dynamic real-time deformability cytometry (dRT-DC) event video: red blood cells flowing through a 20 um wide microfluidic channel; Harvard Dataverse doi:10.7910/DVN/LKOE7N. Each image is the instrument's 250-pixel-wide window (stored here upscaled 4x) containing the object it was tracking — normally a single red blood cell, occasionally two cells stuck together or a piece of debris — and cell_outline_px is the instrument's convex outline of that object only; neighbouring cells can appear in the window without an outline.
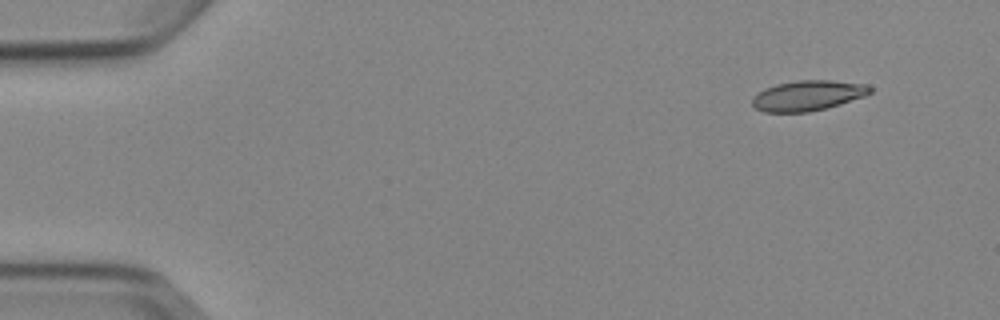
{"species": "Egyptian fruit bat (a non-hibernating species)", "species_latin": "Rousettus aegyptiacus", "temperature_condition": "cold", "stored_images_in_passage": 5, "camera_frame_rate_fps": 3000, "um_per_image_px": 0.085, "animal": {"sex": "female"}, "frame": {"image": 1, "passage_image": 2, "time_ms": 1.0, "image_size_px": [1000, 320], "cell_outline_px": [[872, 92], [864, 96], [840, 104], [808, 112], [764, 112], [756, 108], [752, 104], [752, 96], [764, 88], [776, 84], [796, 80], [832, 80], [868, 84], [872, 88]], "centroid_in_image_um": [68.65, 8.11], "position_along_channel_um": 16.3, "area_um2": 20.87}}
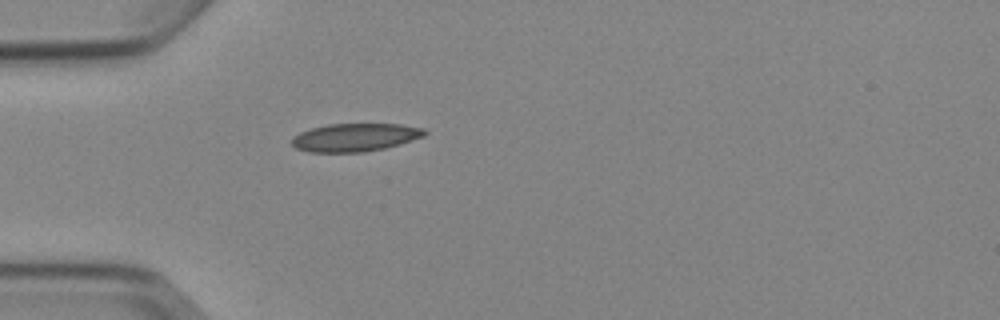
{"frame": {"image": 2, "passage_image": 5, "time_ms": 4.667, "image_size_px": [1000, 320], "cell_outline_px": [[428, 132], [424, 136], [400, 144], [384, 148], [364, 152], [308, 152], [296, 148], [292, 144], [292, 136], [300, 132], [312, 128], [328, 124], [400, 124], [424, 128]], "centroid_in_image_um": [30.18, 11.68], "position_along_channel_um": 54.8, "area_um2": 21.73}}